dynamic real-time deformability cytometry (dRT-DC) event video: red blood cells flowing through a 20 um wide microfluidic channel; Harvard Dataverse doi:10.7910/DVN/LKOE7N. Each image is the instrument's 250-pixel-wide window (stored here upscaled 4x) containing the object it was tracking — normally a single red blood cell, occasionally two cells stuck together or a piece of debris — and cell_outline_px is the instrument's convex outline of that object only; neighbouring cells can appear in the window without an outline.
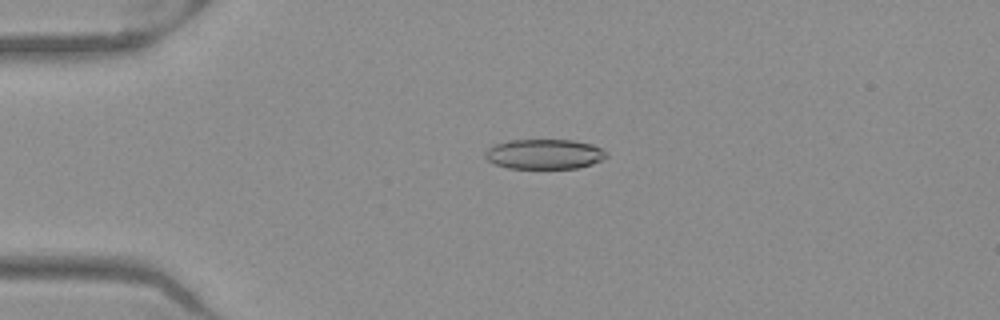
{"species": "Egyptian fruit bat (a non-hibernating species)", "species_latin": "Rousettus aegyptiacus", "temperature_condition": "warm", "stored_images_in_passage": 51, "camera_frame_rate_fps": 3000, "um_per_image_px": 0.085, "frame": {"image": 1, "passage_image": 12, "time_ms": 3.667, "image_size_px": [1000, 320], "cell_outline_px": [[608, 156], [604, 160], [592, 164], [576, 168], [508, 168], [496, 164], [488, 160], [484, 156], [484, 152], [488, 148], [496, 144], [512, 140], [572, 140], [592, 144], [608, 152]], "centroid_in_image_um": [46.31, 13.1], "position_along_channel_um": 38.7, "area_um2": 21.15}}
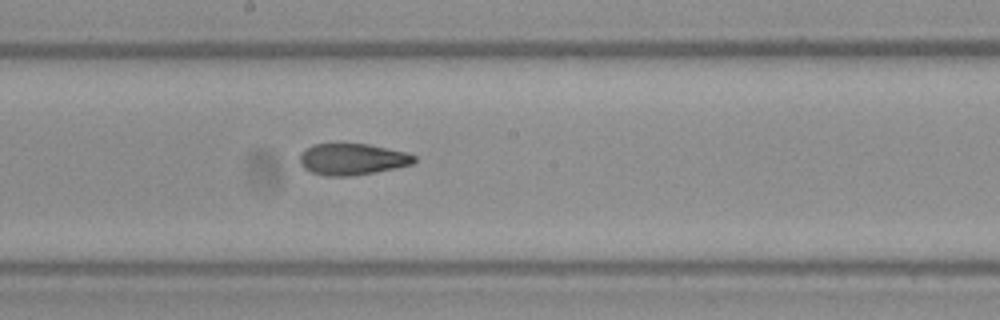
{"frame": {"image": 2, "passage_image": 28, "time_ms": 9.0, "image_size_px": [1000, 320], "cell_outline_px": [[416, 160], [412, 164], [396, 168], [376, 172], [352, 176], [324, 176], [312, 172], [304, 168], [300, 164], [300, 152], [312, 144], [368, 144], [408, 152], [416, 156]], "centroid_in_image_um": [29.95, 13.53], "position_along_channel_um": 218.2, "area_um2": 21.15}}
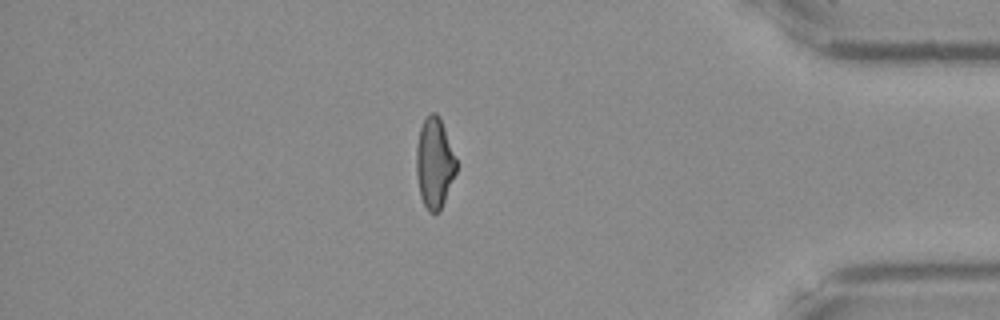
{"frame": {"image": 3, "passage_image": 44, "time_ms": 14.333, "image_size_px": [1000, 320], "cell_outline_px": [[456, 172], [440, 212], [428, 212], [420, 196], [416, 172], [416, 144], [420, 128], [424, 120], [432, 112], [436, 112], [440, 116], [456, 160]], "centroid_in_image_um": [36.91, 13.86], "position_along_channel_um": 398.3, "area_um2": 20.98}, "authors_computed_cell_mechanics": {"area_um2": 21.5016, "velocity_mm_per_s": 3.9927, "shape_relaxation_time_tau1_ms": null, "shape_relaxation_time_tau2_ms": 2.2816, "deformation_change_tau1": null, "deformation_change_tau2": 0.0941}}